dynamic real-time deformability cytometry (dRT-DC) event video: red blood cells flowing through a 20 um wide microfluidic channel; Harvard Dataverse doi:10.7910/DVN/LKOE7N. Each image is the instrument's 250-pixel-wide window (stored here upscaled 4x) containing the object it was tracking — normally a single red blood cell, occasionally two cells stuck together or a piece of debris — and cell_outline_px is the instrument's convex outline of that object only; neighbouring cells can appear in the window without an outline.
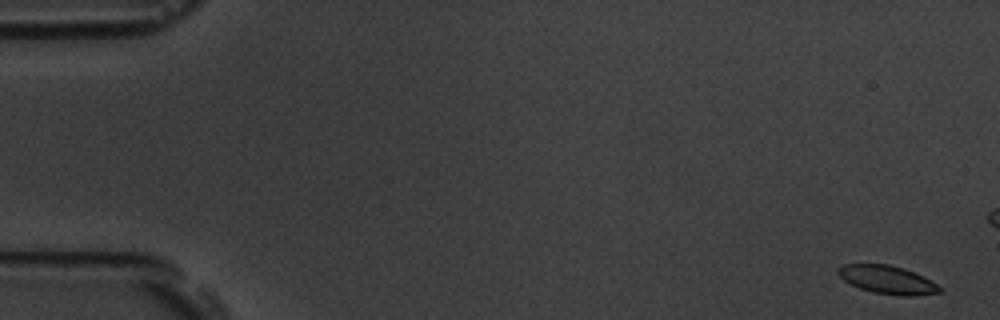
{"species": "common noctule bat (a hibernating species)", "species_latin": "Nyctalus noctula", "temperature_condition": "room temperature", "stored_images_in_passage": 6, "camera_frame_rate_fps": 3000, "um_per_image_px": 0.085, "animal": {"sex": "male", "body_mass_g": 19.5, "forearm_length_mm": 54.6}, "frame": {"image": 1, "passage_image": 1, "time_ms": 0.0, "image_size_px": [1000, 320], "cell_outline_px": [[944, 288], [940, 292], [912, 296], [900, 296], [872, 292], [860, 288], [844, 280], [836, 272], [844, 264], [888, 264], [904, 268], [924, 276]], "centroid_in_image_um": [75.48, 23.78], "position_along_channel_um": 9.5, "area_um2": 16.7}}
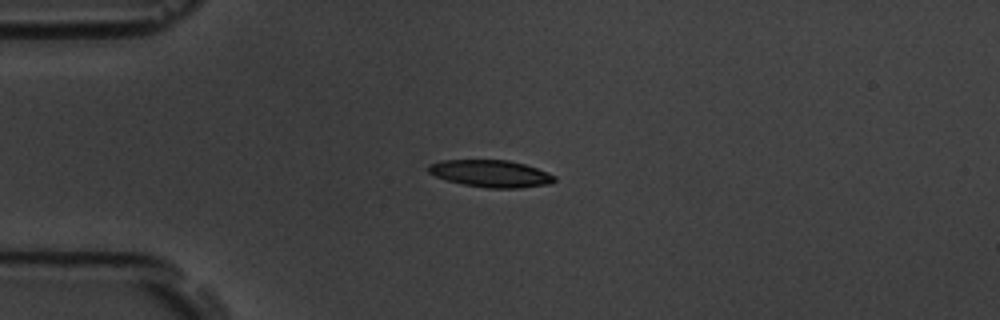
{"frame": {"image": 2, "passage_image": 6, "time_ms": 6.667, "image_size_px": [1000, 320], "cell_outline_px": [[556, 180], [548, 184], [520, 188], [488, 188], [464, 184], [448, 180], [436, 176], [428, 172], [428, 164], [444, 160], [508, 160], [524, 164], [536, 168], [556, 176]], "centroid_in_image_um": [41.72, 14.75], "position_along_channel_um": 43.3, "area_um2": 19.71}}